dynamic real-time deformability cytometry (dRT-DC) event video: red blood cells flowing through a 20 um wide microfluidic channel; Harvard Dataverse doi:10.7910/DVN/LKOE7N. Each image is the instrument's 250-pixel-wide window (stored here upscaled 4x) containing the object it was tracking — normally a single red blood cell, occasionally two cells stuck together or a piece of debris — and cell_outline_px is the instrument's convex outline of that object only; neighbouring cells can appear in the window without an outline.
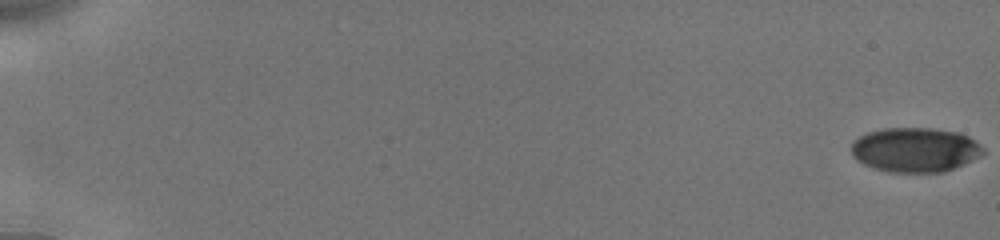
{"species": "human", "species_latin": "Homo sapiens", "temperature_condition": "cold", "stored_images_in_passage": 52, "camera_frame_rate_fps": 3000, "um_per_image_px": 0.085, "donor": {"sex": "male"}, "frame": {"image": 1, "passage_image": 1, "time_ms": 0.0, "image_size_px": [1000, 240], "cell_outline_px": [[984, 152], [980, 156], [964, 164], [944, 172], [888, 172], [872, 168], [856, 160], [852, 156], [852, 144], [860, 136], [868, 132], [884, 128], [932, 128], [960, 132], [976, 140], [984, 148]], "centroid_in_image_um": [77.8, 12.73], "position_along_channel_um": 7.2, "area_um2": 34.39}}